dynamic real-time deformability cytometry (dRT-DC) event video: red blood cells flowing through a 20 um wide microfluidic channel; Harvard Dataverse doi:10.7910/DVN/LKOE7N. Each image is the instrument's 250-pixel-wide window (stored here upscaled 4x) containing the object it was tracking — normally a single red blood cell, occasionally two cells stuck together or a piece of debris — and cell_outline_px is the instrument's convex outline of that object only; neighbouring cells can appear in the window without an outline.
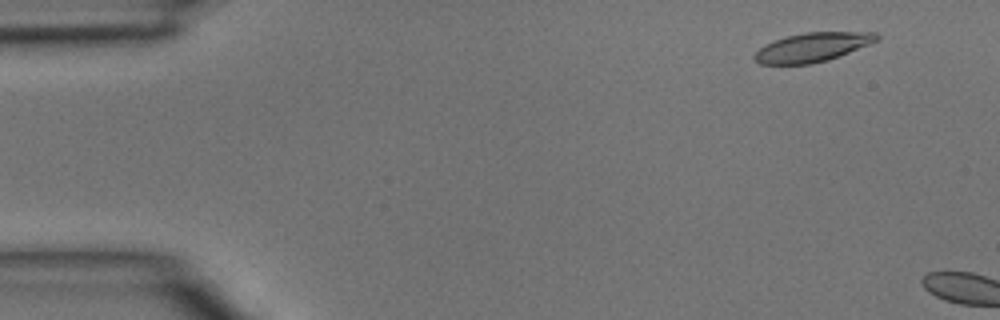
{"species": "common noctule bat (a hibernating species)", "species_latin": "Nyctalus noctula", "temperature_condition": "room temperature", "stored_images_in_passage": 6, "camera_frame_rate_fps": 3000, "um_per_image_px": 0.085, "animal": {"sex": "male", "body_mass_g": 15.6}, "frame": {"image": 1, "passage_image": 4, "time_ms": 1.0, "image_size_px": [1000, 320], "cell_outline_px": [[880, 40], [828, 60], [812, 64], [760, 64], [752, 56], [764, 44], [788, 36], [804, 32], [876, 32], [880, 36]], "centroid_in_image_um": [69.08, 4.01], "position_along_channel_um": 15.9, "area_um2": 20.63}}